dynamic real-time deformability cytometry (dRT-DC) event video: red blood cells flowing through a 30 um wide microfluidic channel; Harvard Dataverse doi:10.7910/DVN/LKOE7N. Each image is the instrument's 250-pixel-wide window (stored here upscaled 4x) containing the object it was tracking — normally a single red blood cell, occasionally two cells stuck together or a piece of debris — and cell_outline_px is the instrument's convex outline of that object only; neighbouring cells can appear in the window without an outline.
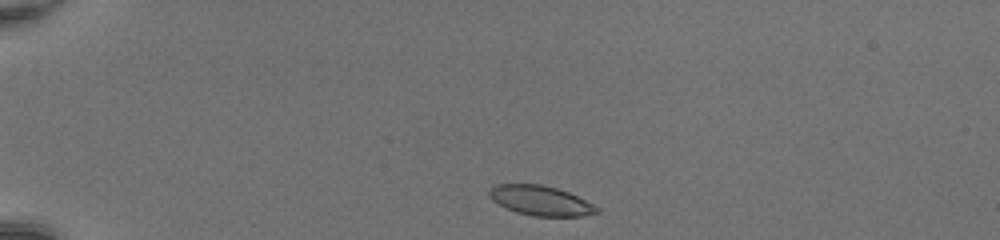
{"species": "common noctule bat (a hibernating species)", "species_latin": "Nyctalus noctula", "temperature_condition": "room temperature", "stored_images_in_passage": 39, "camera_frame_rate_fps": 3000, "um_per_image_px": 0.085, "animal": {"sex": "female", "body_mass_g": 20.0, "forearm_length_mm": 54.0}, "frame": {"image": 1, "passage_image": 1, "time_ms": 0.0, "image_size_px": [1000, 240], "cell_outline_px": [[600, 212], [580, 216], [532, 216], [516, 212], [492, 200], [488, 196], [488, 192], [496, 184], [540, 184], [556, 188], [568, 192], [600, 208]], "centroid_in_image_um": [45.94, 17.05], "position_along_channel_um": 39.1, "area_um2": 18.44}}
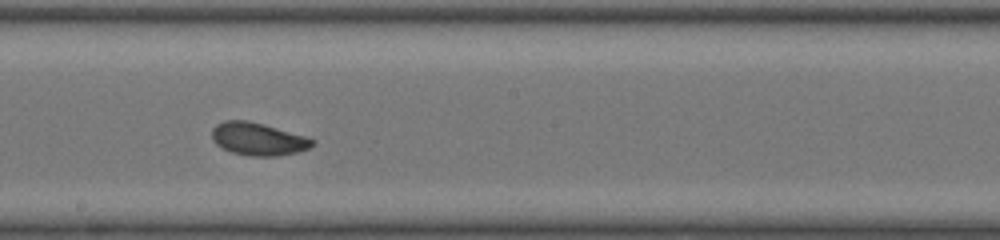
{"frame": {"image": 2, "passage_image": 19, "time_ms": 6.0, "image_size_px": [1000, 240], "cell_outline_px": [[316, 144], [308, 148], [296, 152], [276, 156], [252, 156], [232, 152], [216, 144], [212, 140], [212, 128], [216, 124], [224, 120], [248, 120], [264, 124], [304, 136], [316, 140]], "centroid_in_image_um": [21.92, 11.8], "position_along_channel_um": 226.3, "area_um2": 19.07}}
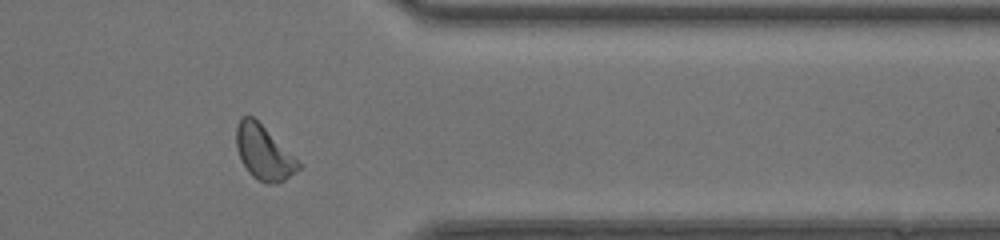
{"frame": {"image": 3, "passage_image": 31, "time_ms": 10.0, "image_size_px": [1000, 240], "cell_outline_px": [[300, 168], [296, 172], [284, 180], [276, 184], [264, 184], [252, 176], [248, 172], [240, 160], [236, 148], [236, 128], [240, 120], [244, 116], [252, 116], [300, 164]], "centroid_in_image_um": [22.36, 13.03], "position_along_channel_um": 389.0, "area_um2": 19.07}, "authors_computed_cell_mechanics": {"area_um2": 19.1896, "velocity_mm_per_s": 4.2185, "shape_relaxation_time_tau1_ms": 2.7128, "shape_relaxation_time_tau2_ms": 1.7692, "deformation_change_tau1": 0.1089, "deformation_change_tau2": 0.0742}}